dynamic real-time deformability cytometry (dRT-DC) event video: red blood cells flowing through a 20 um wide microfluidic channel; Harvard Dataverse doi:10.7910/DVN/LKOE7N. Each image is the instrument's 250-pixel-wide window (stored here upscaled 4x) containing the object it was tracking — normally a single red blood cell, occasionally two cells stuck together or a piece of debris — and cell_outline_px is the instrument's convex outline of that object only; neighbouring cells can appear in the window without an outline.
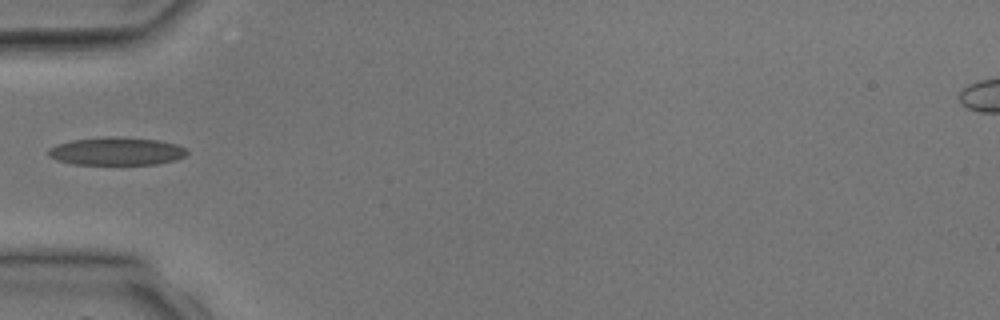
{"species": "common noctule bat (a hibernating species)", "species_latin": "Nyctalus noctula", "temperature_condition": "room temperature", "stored_images_in_passage": 4, "camera_frame_rate_fps": 3000, "um_per_image_px": 0.085, "animal": {"sex": "male", "body_mass_g": 17.9, "forearm_length_mm": 54.2}, "frame": {"image": 1, "passage_image": 4, "time_ms": 3.333, "image_size_px": [1000, 320], "cell_outline_px": [[188, 152], [184, 156], [176, 160], [156, 164], [76, 164], [56, 160], [48, 156], [48, 148], [56, 144], [72, 140], [156, 140], [176, 144], [184, 148]], "centroid_in_image_um": [9.88, 12.92], "position_along_channel_um": 75.1, "area_um2": 21.21}}